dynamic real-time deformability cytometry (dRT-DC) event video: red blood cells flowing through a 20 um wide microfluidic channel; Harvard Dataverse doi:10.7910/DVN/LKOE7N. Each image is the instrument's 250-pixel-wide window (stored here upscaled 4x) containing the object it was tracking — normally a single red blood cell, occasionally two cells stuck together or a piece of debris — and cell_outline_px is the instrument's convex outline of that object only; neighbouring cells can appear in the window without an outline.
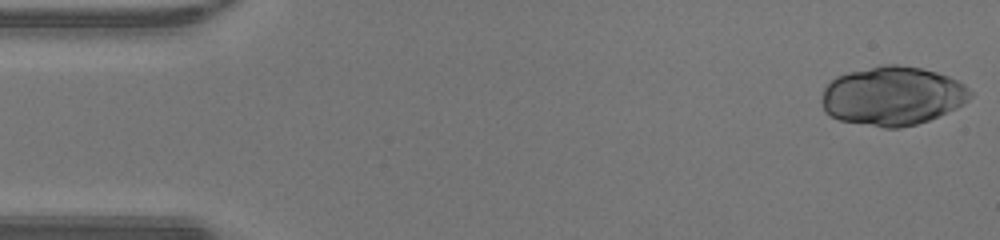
{"species": "human", "species_latin": "Homo sapiens", "temperature_condition": "warm", "stored_images_in_passage": 47, "camera_frame_rate_fps": 3000, "um_per_image_px": 0.085, "donor": {"sex": "male"}, "frame": {"image": 1, "passage_image": 1, "time_ms": 0.0, "image_size_px": [1000, 240], "cell_outline_px": [[972, 96], [964, 104], [940, 116], [916, 124], [900, 128], [884, 128], [840, 120], [824, 112], [824, 88], [836, 76], [848, 72], [880, 64], [896, 64], [920, 68], [936, 72], [948, 76], [964, 84], [972, 92]], "centroid_in_image_um": [75.89, 8.15], "position_along_channel_um": 9.1, "area_um2": 50.92}}
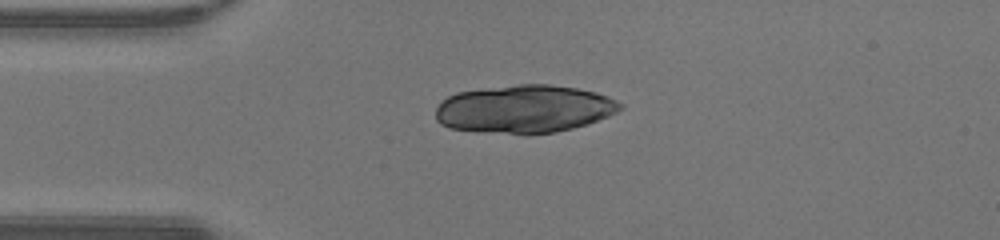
{"frame": {"image": 2, "passage_image": 11, "time_ms": 3.333, "image_size_px": [1000, 240], "cell_outline_px": [[624, 108], [608, 116], [588, 124], [556, 132], [524, 136], [476, 132], [448, 128], [440, 124], [436, 120], [436, 108], [448, 96], [456, 92], [516, 84], [548, 84], [576, 88], [596, 92], [608, 96], [624, 104]], "centroid_in_image_um": [44.56, 9.29], "position_along_channel_um": 40.4, "area_um2": 52.48}}
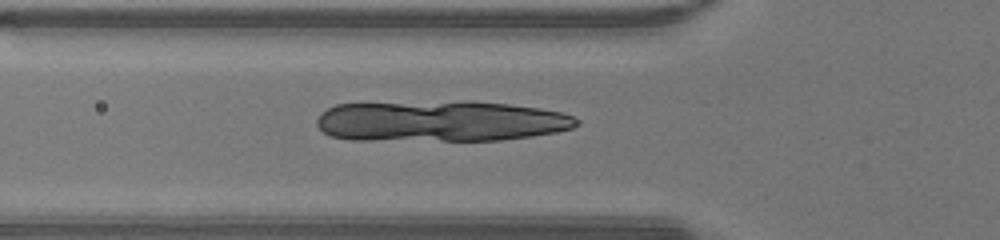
{"frame": {"image": 3, "passage_image": 16, "time_ms": 5.0, "image_size_px": [1000, 240], "cell_outline_px": [[580, 124], [572, 128], [556, 132], [532, 136], [500, 140], [348, 140], [332, 136], [324, 132], [316, 124], [316, 120], [320, 112], [336, 104], [464, 100], [472, 100], [508, 104], [540, 108], [560, 112], [572, 116], [580, 120]], "centroid_in_image_um": [37.44, 10.28], "position_along_channel_um": 88.4, "area_um2": 62.71}}